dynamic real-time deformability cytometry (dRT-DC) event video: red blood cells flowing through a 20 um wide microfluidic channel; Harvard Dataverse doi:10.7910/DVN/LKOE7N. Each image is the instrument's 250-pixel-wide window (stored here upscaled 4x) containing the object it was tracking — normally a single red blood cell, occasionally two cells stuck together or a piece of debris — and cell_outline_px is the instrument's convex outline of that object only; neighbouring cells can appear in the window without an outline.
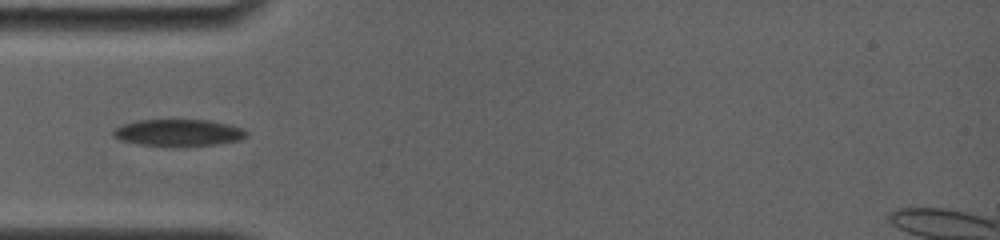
{"species": "common noctule bat (a hibernating species)", "species_latin": "Nyctalus noctula", "temperature_condition": "room temperature", "stored_images_in_passage": 19, "camera_frame_rate_fps": 4000, "um_per_image_px": 0.085, "animal": {"sex": "female", "body_mass_g": 19.0, "forearm_length_mm": 56.7}, "frame": {"image": 1, "passage_image": 1, "time_ms": 0.0, "image_size_px": [1000, 240], "cell_outline_px": [[248, 136], [240, 140], [216, 144], [180, 148], [176, 148], [136, 144], [120, 140], [112, 136], [112, 132], [116, 128], [124, 124], [136, 120], [208, 120], [228, 124], [244, 128], [248, 132]], "centroid_in_image_um": [15.18, 11.31], "position_along_channel_um": 69.8, "area_um2": 21.44}}
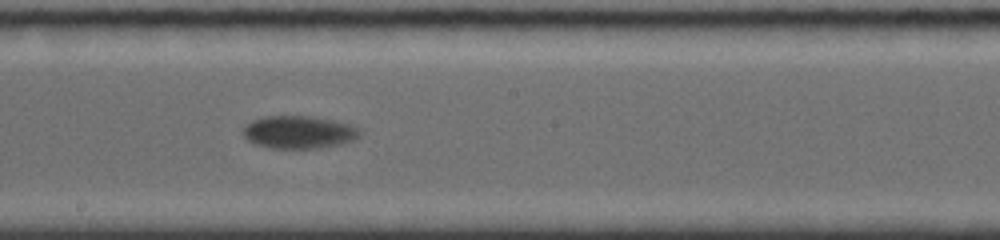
{"frame": {"image": 2, "passage_image": 11, "time_ms": 4.25, "image_size_px": [1000, 240], "cell_outline_px": [[360, 136], [352, 140], [340, 144], [320, 148], [272, 148], [256, 144], [248, 140], [240, 132], [244, 124], [252, 120], [264, 116], [312, 116], [352, 124], [360, 128]], "centroid_in_image_um": [25.38, 11.22], "position_along_channel_um": 222.8, "area_um2": 22.48}}
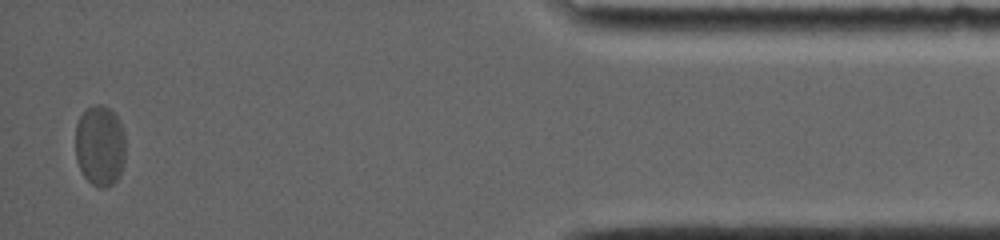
{"frame": {"image": 3, "passage_image": 19, "time_ms": 11.5, "image_size_px": [1000, 240], "cell_outline_px": [[124, 160], [120, 176], [108, 188], [100, 188], [92, 184], [84, 176], [76, 160], [76, 124], [80, 116], [88, 108], [96, 104], [100, 104], [108, 108], [116, 116], [124, 132]], "centroid_in_image_um": [8.49, 12.41], "position_along_channel_um": 426.7, "area_um2": 23.52}}